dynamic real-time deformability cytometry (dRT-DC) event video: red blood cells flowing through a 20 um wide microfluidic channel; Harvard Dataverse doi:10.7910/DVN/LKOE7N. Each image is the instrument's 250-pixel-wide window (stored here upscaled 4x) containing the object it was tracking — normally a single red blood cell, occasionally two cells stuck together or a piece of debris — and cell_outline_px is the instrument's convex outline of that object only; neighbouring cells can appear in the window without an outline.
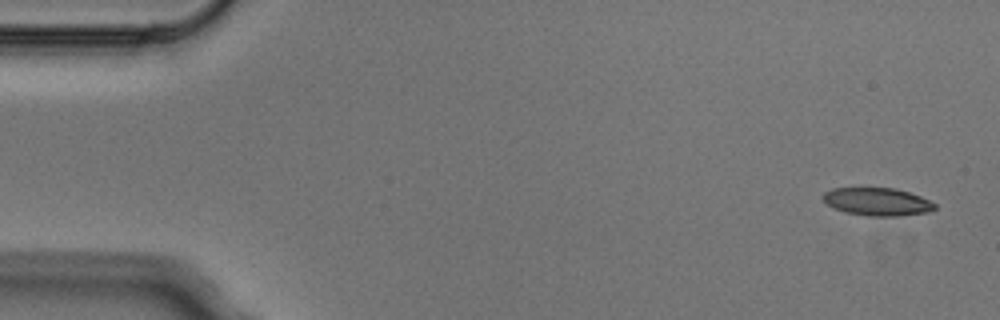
{"species": "Egyptian fruit bat (a non-hibernating species)", "species_latin": "Rousettus aegyptiacus", "temperature_condition": "cold", "stored_images_in_passage": 4, "camera_frame_rate_fps": 3000, "um_per_image_px": 0.085, "animal": {"sex": "male"}, "frame": {"image": 1, "passage_image": 1, "time_ms": 0.0, "image_size_px": [1000, 320], "cell_outline_px": [[936, 208], [928, 212], [900, 216], [868, 216], [848, 212], [836, 208], [828, 204], [820, 196], [824, 192], [832, 188], [896, 188], [920, 196], [936, 204]], "centroid_in_image_um": [74.58, 17.14], "position_along_channel_um": 10.4, "area_um2": 18.03}}
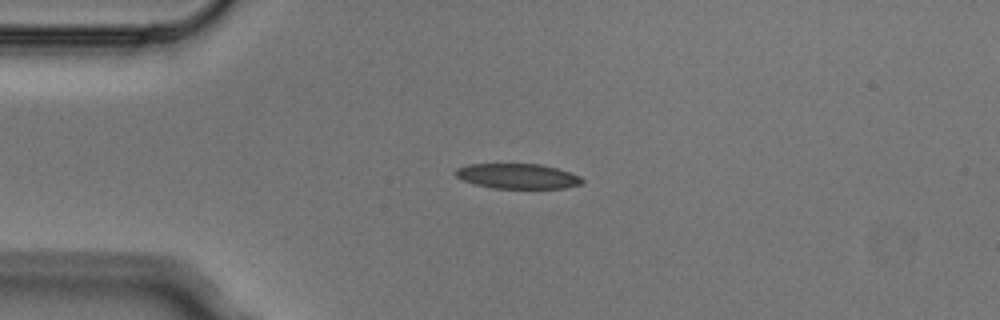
{"frame": {"image": 2, "passage_image": 3, "time_ms": 0.667, "image_size_px": [1000, 320], "cell_outline_px": [[584, 180], [580, 184], [564, 188], [492, 188], [476, 184], [464, 180], [456, 176], [456, 168], [468, 164], [540, 164], [556, 168], [580, 176]], "centroid_in_image_um": [43.99, 14.97], "position_along_channel_um": 41.0, "area_um2": 18.26}}